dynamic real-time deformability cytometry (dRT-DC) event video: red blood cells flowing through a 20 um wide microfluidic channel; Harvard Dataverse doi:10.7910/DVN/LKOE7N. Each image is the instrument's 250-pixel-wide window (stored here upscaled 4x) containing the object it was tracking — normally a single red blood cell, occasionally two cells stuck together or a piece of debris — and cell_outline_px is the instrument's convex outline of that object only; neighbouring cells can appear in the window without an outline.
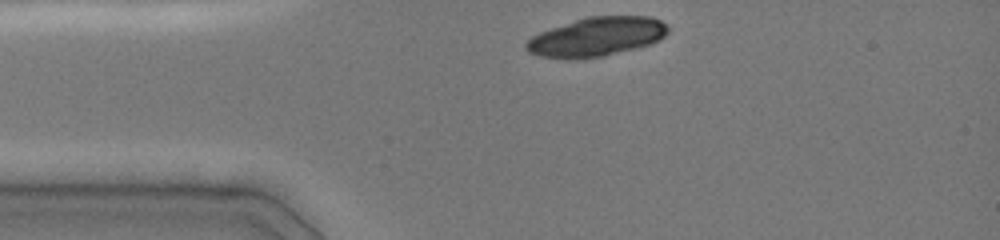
{"species": "common noctule bat (a hibernating species)", "species_latin": "Nyctalus noctula", "temperature_condition": "cold", "stored_images_in_passage": 32, "camera_frame_rate_fps": 3000, "um_per_image_px": 0.085, "animal": {"sex": "female", "body_mass_g": 19.0, "forearm_length_mm": 51.5}, "frame": {"image": 1, "passage_image": 1, "time_ms": 0.0, "image_size_px": [1000, 240], "cell_outline_px": [[668, 32], [660, 40], [652, 44], [604, 56], [568, 60], [564, 60], [540, 56], [528, 52], [524, 48], [524, 44], [532, 36], [540, 32], [588, 16], [652, 16], [668, 24]], "centroid_in_image_um": [50.72, 3.14], "position_along_channel_um": 34.3, "area_um2": 32.54}}